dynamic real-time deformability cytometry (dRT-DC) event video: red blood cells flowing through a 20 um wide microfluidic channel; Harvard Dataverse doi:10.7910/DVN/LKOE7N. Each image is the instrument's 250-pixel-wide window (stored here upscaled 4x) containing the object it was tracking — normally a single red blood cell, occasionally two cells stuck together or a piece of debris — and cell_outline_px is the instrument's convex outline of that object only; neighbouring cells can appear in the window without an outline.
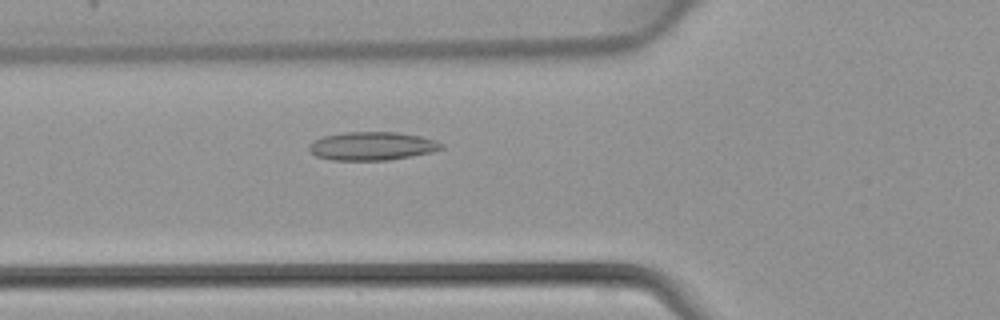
{"species": "common noctule bat (a hibernating species)", "species_latin": "Nyctalus noctula", "temperature_condition": "warm", "stored_images_in_passage": 32, "camera_frame_rate_fps": 3000, "um_per_image_px": 0.085, "animal": {"sex": "female", "body_mass_g": 22.7, "forearm_length_mm": 54.2}, "frame": {"image": 1, "passage_image": 4, "time_ms": 1.0, "image_size_px": [1000, 320], "cell_outline_px": [[444, 148], [432, 152], [412, 156], [388, 160], [332, 160], [316, 156], [308, 148], [308, 144], [312, 140], [324, 136], [344, 132], [396, 132], [420, 136], [436, 140], [444, 144]], "centroid_in_image_um": [31.63, 12.41], "position_along_channel_um": 94.2, "area_um2": 22.02}}
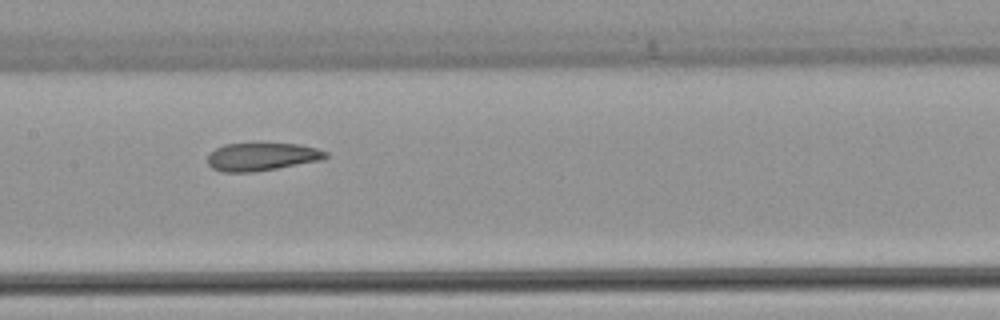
{"frame": {"image": 2, "passage_image": 10, "time_ms": 3.0, "image_size_px": [1000, 320], "cell_outline_px": [[328, 156], [320, 160], [276, 168], [252, 172], [224, 172], [212, 168], [208, 164], [208, 156], [216, 148], [224, 144], [300, 144], [316, 148], [328, 152]], "centroid_in_image_um": [22.25, 13.32], "position_along_channel_um": 185.2, "area_um2": 18.9}}
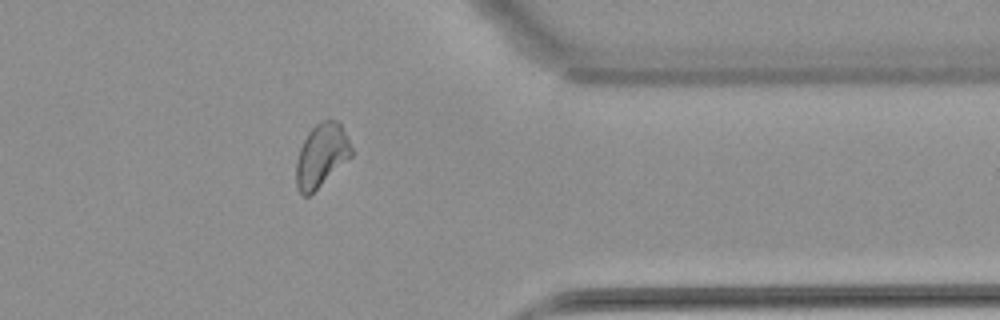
{"frame": {"image": 3, "passage_image": 24, "time_ms": 7.667, "image_size_px": [1000, 320], "cell_outline_px": [[352, 156], [308, 196], [304, 196], [296, 188], [296, 160], [300, 148], [308, 132], [316, 124], [324, 120], [340, 120], [352, 148]], "centroid_in_image_um": [27.32, 13.19], "position_along_channel_um": 384.1, "area_um2": 20.23}}